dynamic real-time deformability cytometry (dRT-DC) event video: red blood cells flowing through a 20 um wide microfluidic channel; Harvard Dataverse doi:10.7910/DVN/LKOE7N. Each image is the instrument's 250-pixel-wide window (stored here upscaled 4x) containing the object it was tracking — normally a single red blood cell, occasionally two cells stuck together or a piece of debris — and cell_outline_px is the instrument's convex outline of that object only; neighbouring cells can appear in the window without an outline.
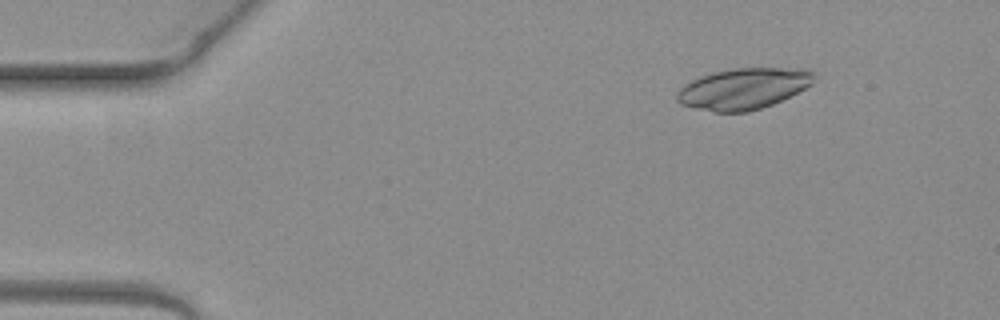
{"species": "common noctule bat (a hibernating species)", "species_latin": "Nyctalus noctula", "temperature_condition": "warm", "stored_images_in_passage": 3, "camera_frame_rate_fps": 3000, "um_per_image_px": 0.085, "animal": {"sex": "female", "body_mass_g": 19.3, "forearm_length_mm": 54.1}, "frame": {"image": 1, "passage_image": 1, "time_ms": 0.0, "image_size_px": [1000, 320], "cell_outline_px": [[816, 76], [812, 84], [772, 104], [748, 112], [712, 112], [680, 104], [676, 100], [676, 92], [684, 84], [700, 76], [712, 72], [736, 68], [812, 68], [816, 72]], "centroid_in_image_um": [63.19, 7.52], "position_along_channel_um": 21.8, "area_um2": 33.0}}